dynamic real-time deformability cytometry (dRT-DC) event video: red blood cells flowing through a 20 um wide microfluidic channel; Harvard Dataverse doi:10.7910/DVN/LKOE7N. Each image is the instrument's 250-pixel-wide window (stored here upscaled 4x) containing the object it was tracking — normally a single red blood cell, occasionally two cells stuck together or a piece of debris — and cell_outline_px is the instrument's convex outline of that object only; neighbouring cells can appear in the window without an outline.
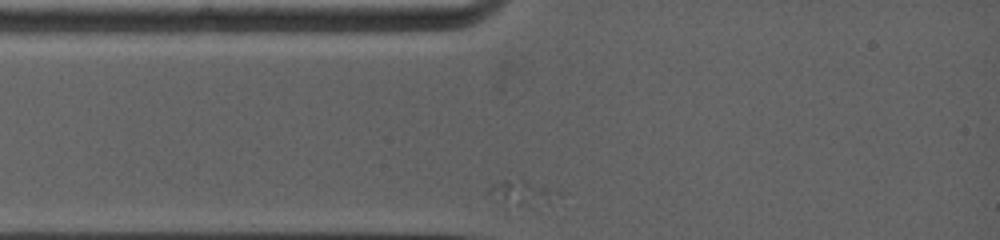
{"species": "common noctule bat (a hibernating species)", "species_latin": "Nyctalus noctula", "temperature_condition": "warm", "stored_images_in_passage": 1, "camera_frame_rate_fps": 5000, "um_per_image_px": 0.085, "animal": {"sex": "female", "body_mass_g": 19.0, "forearm_length_mm": 53.3}, "frame": {"image": 1, "passage_image": 1, "time_ms": 0.0, "image_size_px": [1000, 240], "cell_outline_px": [[568, 192], [564, 196], [548, 204], [504, 208], [488, 192], [488, 188], [500, 180], [520, 176]], "centroid_in_image_um": [44.52, 16.38], "position_along_channel_um": 40.5, "area_um2": 11.85}}